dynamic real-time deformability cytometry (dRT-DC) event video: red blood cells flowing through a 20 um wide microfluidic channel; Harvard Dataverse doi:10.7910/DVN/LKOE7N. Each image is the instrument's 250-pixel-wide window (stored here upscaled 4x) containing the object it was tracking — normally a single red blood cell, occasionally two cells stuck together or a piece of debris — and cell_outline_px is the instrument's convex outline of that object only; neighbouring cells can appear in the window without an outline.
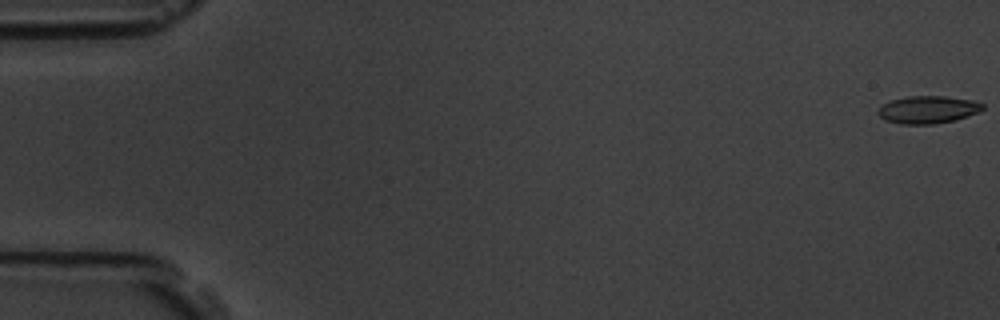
{"species": "common noctule bat (a hibernating species)", "species_latin": "Nyctalus noctula", "temperature_condition": "room temperature", "stored_images_in_passage": 5, "camera_frame_rate_fps": 3000, "um_per_image_px": 0.085, "animal": {"sex": "male", "body_mass_g": 19.5, "forearm_length_mm": 54.6}, "frame": {"image": 1, "passage_image": 1, "time_ms": 0.0, "image_size_px": [1000, 320], "cell_outline_px": [[984, 108], [980, 112], [956, 120], [932, 124], [900, 124], [884, 120], [876, 112], [880, 104], [888, 100], [908, 96], [944, 96], [972, 100], [984, 104]], "centroid_in_image_um": [78.83, 9.31], "position_along_channel_um": 6.2, "area_um2": 17.11}}